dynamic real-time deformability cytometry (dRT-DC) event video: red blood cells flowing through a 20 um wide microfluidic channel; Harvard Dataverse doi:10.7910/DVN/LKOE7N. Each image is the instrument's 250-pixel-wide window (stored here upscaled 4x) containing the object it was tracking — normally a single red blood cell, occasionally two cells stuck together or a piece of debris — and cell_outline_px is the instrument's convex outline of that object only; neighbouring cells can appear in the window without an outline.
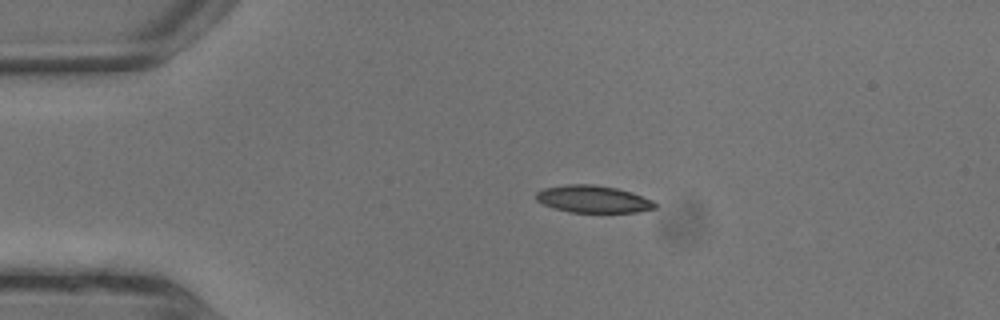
{"species": "common noctule bat (a hibernating species)", "species_latin": "Nyctalus noctula", "temperature_condition": "warm", "stored_images_in_passage": 7, "camera_frame_rate_fps": 3000, "um_per_image_px": 0.085, "animal": {"sex": "male", "body_mass_g": 13.3}, "frame": {"image": 1, "passage_image": 3, "time_ms": 0.667, "image_size_px": [1000, 320], "cell_outline_px": [[656, 204], [652, 208], [632, 212], [576, 212], [556, 208], [540, 200], [536, 196], [540, 192], [548, 188], [580, 184], [612, 188], [628, 192], [640, 196]], "centroid_in_image_um": [50.44, 16.94], "position_along_channel_um": 34.6, "area_um2": 17.22}}
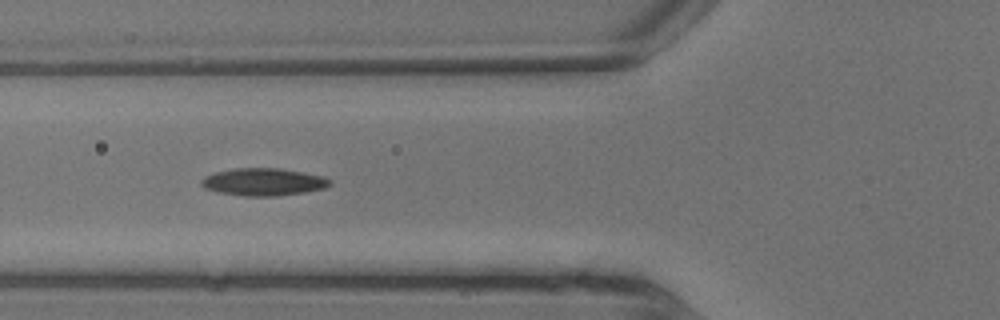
{"frame": {"image": 2, "passage_image": 6, "time_ms": 1.667, "image_size_px": [1000, 320], "cell_outline_px": [[328, 184], [320, 188], [296, 192], [224, 192], [212, 188], [204, 184], [204, 180], [208, 176], [220, 172], [248, 168], [268, 168], [296, 172], [316, 176], [328, 180]], "centroid_in_image_um": [22.41, 15.39], "position_along_channel_um": 103.4, "area_um2": 16.94}}
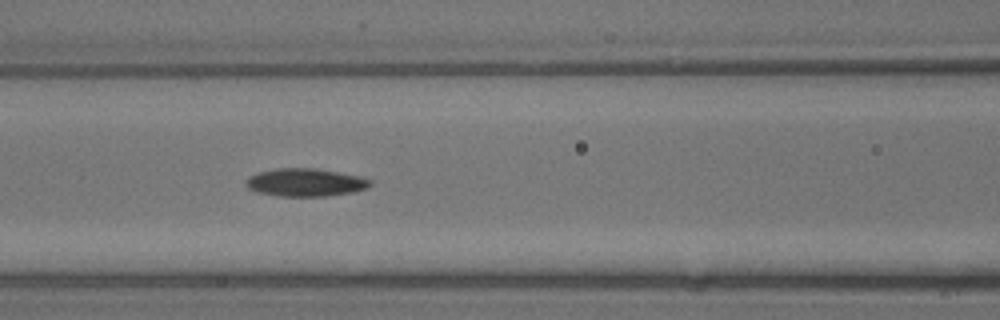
{"frame": {"image": 3, "passage_image": 7, "time_ms": 2.0, "image_size_px": [1000, 320], "cell_outline_px": [[368, 184], [364, 188], [344, 192], [312, 196], [292, 196], [264, 192], [252, 188], [248, 184], [248, 180], [252, 176], [264, 172], [292, 168], [296, 168], [328, 172], [352, 176], [368, 180]], "centroid_in_image_um": [25.92, 15.52], "position_along_channel_um": 140.7, "area_um2": 17.57}}